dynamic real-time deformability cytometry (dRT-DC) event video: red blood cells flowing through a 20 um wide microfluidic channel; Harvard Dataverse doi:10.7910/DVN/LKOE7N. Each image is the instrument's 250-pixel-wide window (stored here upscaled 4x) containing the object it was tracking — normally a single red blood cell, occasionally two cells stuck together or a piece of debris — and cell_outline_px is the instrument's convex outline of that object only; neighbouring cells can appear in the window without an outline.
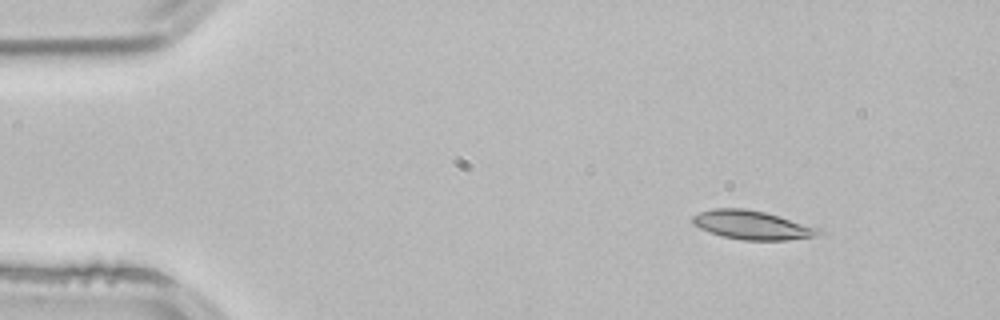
{"species": "common noctule bat (a hibernating species)", "species_latin": "Nyctalus noctula", "temperature_condition": "room temperature", "stored_images_in_passage": 3, "camera_frame_rate_fps": 3000, "um_per_image_px": 0.085, "animal": {"sex": "male", "body_mass_g": 21.5, "forearm_length_mm": 52.0}, "frame": {"image": 1, "passage_image": 1, "time_ms": 0.0, "image_size_px": [1000, 320], "cell_outline_px": [[824, 232], [816, 236], [788, 240], [744, 240], [724, 236], [708, 232], [692, 224], [692, 216], [700, 212], [712, 208], [744, 208], [764, 212], [820, 228]], "centroid_in_image_um": [63.92, 19.13], "position_along_channel_um": 21.1, "area_um2": 21.1}}
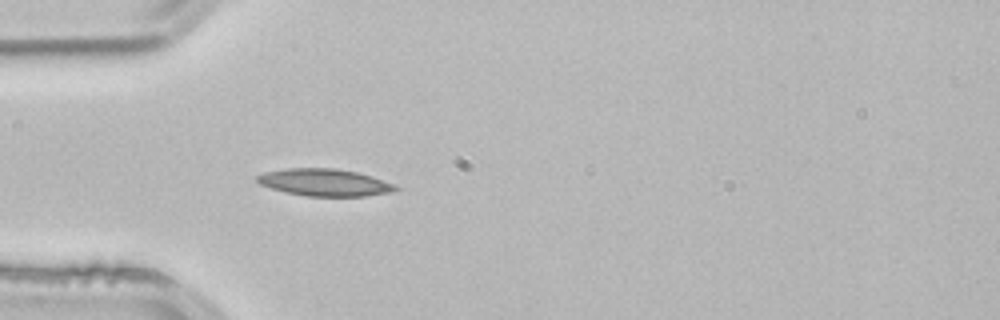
{"frame": {"image": 2, "passage_image": 3, "time_ms": 0.667, "image_size_px": [1000, 320], "cell_outline_px": [[400, 188], [392, 192], [368, 196], [308, 196], [284, 192], [260, 184], [256, 180], [256, 176], [264, 172], [284, 168], [336, 168], [356, 172], [372, 176], [396, 184]], "centroid_in_image_um": [27.61, 15.5], "position_along_channel_um": 57.4, "area_um2": 22.08}}